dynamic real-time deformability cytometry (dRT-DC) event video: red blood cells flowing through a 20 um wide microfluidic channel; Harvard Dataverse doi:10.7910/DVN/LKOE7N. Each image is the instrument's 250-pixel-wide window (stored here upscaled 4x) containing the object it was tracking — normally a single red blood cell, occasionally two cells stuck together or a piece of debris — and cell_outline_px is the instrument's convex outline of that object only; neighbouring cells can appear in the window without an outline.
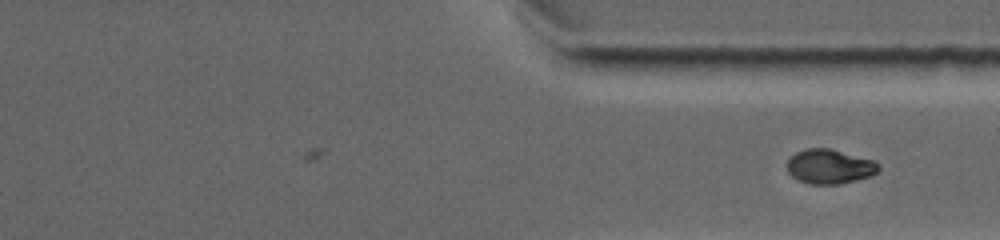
{"species": "common noctule bat (a hibernating species)", "species_latin": "Nyctalus noctula", "temperature_condition": "warm", "stored_images_in_passage": 20, "camera_frame_rate_fps": 4500, "um_per_image_px": 0.085, "animal": {"sex": "female", "body_mass_g": 19.0, "forearm_length_mm": 53.3}, "frame": {"image": 1, "passage_image": 20, "time_ms": 10.0, "image_size_px": [1000, 240], "cell_outline_px": [[880, 168], [872, 176], [840, 184], [808, 184], [796, 180], [788, 172], [788, 160], [796, 152], [808, 148], [832, 148], [876, 160], [880, 164]], "centroid_in_image_um": [70.56, 14.15], "position_along_channel_um": 340.8, "area_um2": 18.73}}